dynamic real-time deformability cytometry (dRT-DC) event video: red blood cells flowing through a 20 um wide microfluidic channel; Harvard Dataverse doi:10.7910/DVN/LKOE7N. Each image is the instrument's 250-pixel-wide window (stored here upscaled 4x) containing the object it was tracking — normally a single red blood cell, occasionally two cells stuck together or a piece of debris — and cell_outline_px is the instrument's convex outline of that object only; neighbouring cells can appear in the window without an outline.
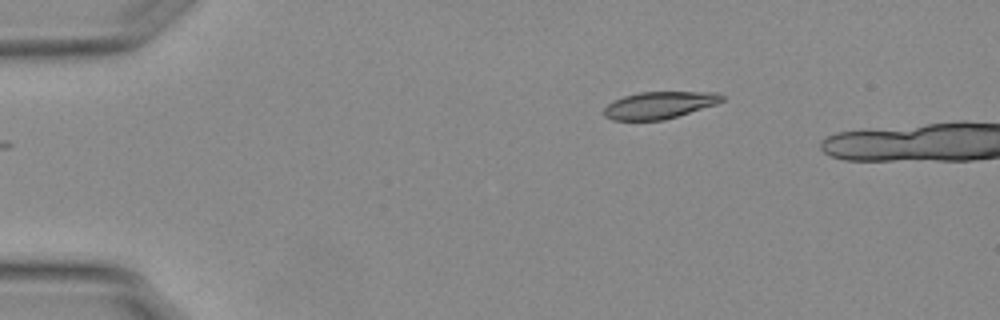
{"species": "Egyptian fruit bat (a non-hibernating species)", "species_latin": "Rousettus aegyptiacus", "temperature_condition": "warm", "stored_images_in_passage": 5, "camera_frame_rate_fps": 3000, "um_per_image_px": 0.085, "animal": {"sex": "female"}, "frame": {"image": 1, "passage_image": 1, "time_ms": 0.0, "image_size_px": [1000, 320], "cell_outline_px": [[724, 100], [716, 104], [664, 120], [612, 120], [604, 116], [604, 108], [612, 100], [624, 96], [640, 92], [716, 92], [724, 96]], "centroid_in_image_um": [56.02, 8.93], "position_along_channel_um": 29.0, "area_um2": 18.55}}